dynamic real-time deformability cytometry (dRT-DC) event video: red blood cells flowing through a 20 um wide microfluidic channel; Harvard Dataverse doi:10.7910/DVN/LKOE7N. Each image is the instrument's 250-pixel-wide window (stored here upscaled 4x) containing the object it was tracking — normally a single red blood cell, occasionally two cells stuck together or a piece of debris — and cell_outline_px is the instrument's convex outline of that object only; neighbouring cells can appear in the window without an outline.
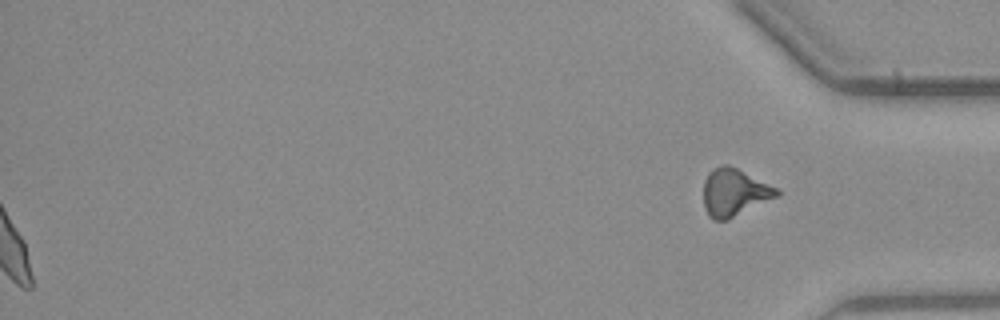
{"species": "common noctule bat (a hibernating species)", "species_latin": "Nyctalus noctula", "temperature_condition": "warm", "stored_images_in_passage": 45, "segment_of_instrument_passage": [2, 2], "camera_frame_rate_fps": 3000, "um_per_image_px": 0.085, "animal": {"sex": "male", "body_mass_g": 23.1, "forearm_length_mm": 52.7}, "frame": {"image": 1, "passage_image": 45, "time_ms": 14.667, "image_size_px": [1000, 320], "cell_outline_px": [[780, 192], [776, 196], [728, 220], [712, 220], [708, 216], [704, 208], [704, 180], [708, 172], [712, 168], [724, 164], [728, 164], [776, 188]], "centroid_in_image_um": [62.34, 16.36], "position_along_channel_um": 372.9, "area_um2": 19.94}}